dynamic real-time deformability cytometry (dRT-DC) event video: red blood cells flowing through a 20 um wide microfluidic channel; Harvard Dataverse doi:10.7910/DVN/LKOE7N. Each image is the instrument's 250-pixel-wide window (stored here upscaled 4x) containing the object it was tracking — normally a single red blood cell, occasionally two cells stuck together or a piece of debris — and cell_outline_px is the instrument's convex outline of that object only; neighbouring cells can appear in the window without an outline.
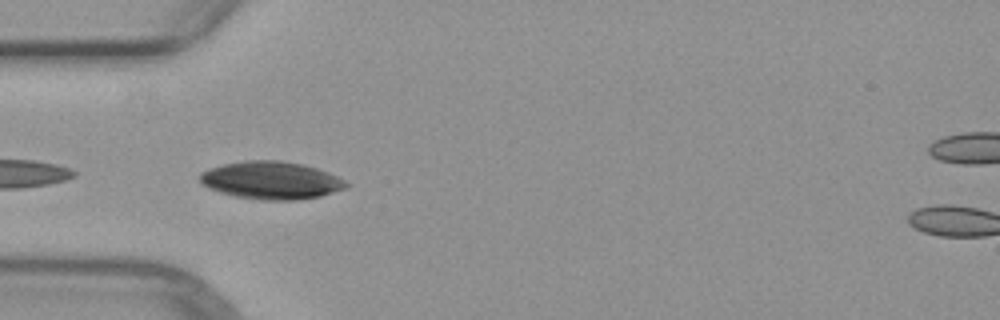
{"species": "common noctule bat (a hibernating species)", "species_latin": "Nyctalus noctula", "temperature_condition": "warm", "stored_images_in_passage": 5, "camera_frame_rate_fps": 3000, "um_per_image_px": 0.085, "animal": {"sex": "female", "body_mass_g": 29.2, "forearm_length_mm": 56.3}, "frame": {"image": 1, "passage_image": 5, "time_ms": 4.667, "image_size_px": [1000, 320], "cell_outline_px": [[348, 188], [320, 196], [296, 200], [260, 200], [232, 196], [208, 188], [200, 184], [200, 172], [208, 168], [224, 164], [244, 160], [280, 160], [304, 164], [328, 172], [344, 180], [348, 184]], "centroid_in_image_um": [23.02, 15.33], "position_along_channel_um": 62.0, "area_um2": 32.43}}